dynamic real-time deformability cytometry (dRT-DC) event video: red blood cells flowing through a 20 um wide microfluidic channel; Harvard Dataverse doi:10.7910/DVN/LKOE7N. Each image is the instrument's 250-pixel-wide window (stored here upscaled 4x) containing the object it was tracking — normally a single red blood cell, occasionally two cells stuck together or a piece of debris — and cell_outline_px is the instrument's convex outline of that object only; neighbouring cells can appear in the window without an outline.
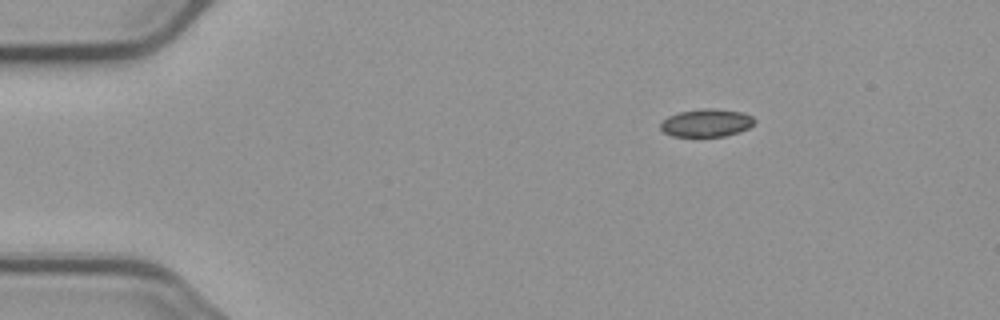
{"species": "common noctule bat (a hibernating species)", "species_latin": "Nyctalus noctula", "temperature_condition": "cold", "stored_images_in_passage": 5, "camera_frame_rate_fps": 3000, "um_per_image_px": 0.085, "animal": {"sex": "male", "body_mass_g": 23.1, "forearm_length_mm": 52.7}, "frame": {"image": 1, "passage_image": 5, "time_ms": 5.0, "image_size_px": [1000, 320], "cell_outline_px": [[756, 120], [748, 128], [740, 132], [724, 136], [672, 136], [664, 132], [660, 128], [660, 124], [668, 116], [680, 112], [704, 108], [712, 108], [744, 112], [752, 116]], "centroid_in_image_um": [60.07, 10.44], "position_along_channel_um": 24.9, "area_um2": 15.2}}